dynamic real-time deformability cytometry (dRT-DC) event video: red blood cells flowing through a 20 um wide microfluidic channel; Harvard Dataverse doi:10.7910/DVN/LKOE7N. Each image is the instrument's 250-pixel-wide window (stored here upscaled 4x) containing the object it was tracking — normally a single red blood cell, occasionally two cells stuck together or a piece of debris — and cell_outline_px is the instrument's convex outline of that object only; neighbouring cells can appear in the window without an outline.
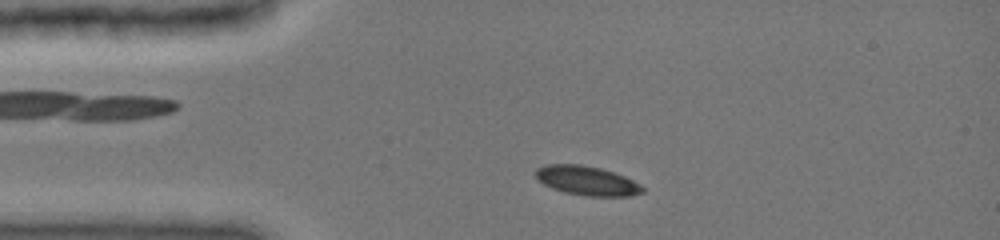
{"species": "common noctule bat (a hibernating species)", "species_latin": "Nyctalus noctula", "temperature_condition": "cold", "stored_images_in_passage": 7, "camera_frame_rate_fps": 3000, "um_per_image_px": 0.085, "animal": {"sex": "female", "body_mass_g": 19.0, "forearm_length_mm": 51.5}, "frame": {"image": 1, "passage_image": 2, "time_ms": 0.333, "image_size_px": [1000, 240], "cell_outline_px": [[644, 192], [628, 196], [584, 196], [564, 192], [552, 188], [536, 180], [536, 168], [544, 164], [580, 164], [600, 168], [624, 176], [640, 184], [644, 188]], "centroid_in_image_um": [49.85, 15.36], "position_along_channel_um": 35.1, "area_um2": 18.26}}
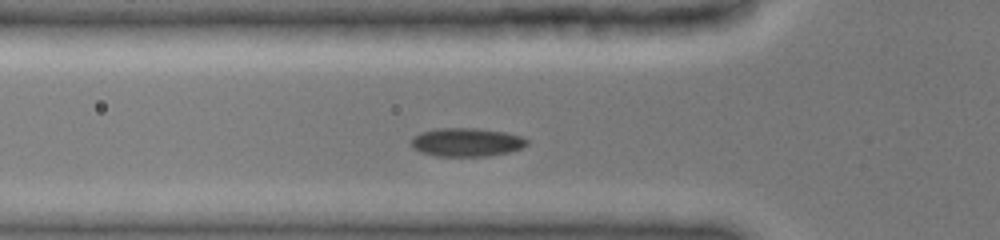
{"frame": {"image": 2, "passage_image": 5, "time_ms": 1.333, "image_size_px": [1000, 240], "cell_outline_px": [[528, 144], [520, 148], [508, 152], [488, 156], [436, 156], [420, 152], [412, 148], [412, 136], [420, 132], [440, 128], [476, 128], [504, 132], [520, 136], [528, 140]], "centroid_in_image_um": [39.62, 12.09], "position_along_channel_um": 86.2, "area_um2": 19.19}}
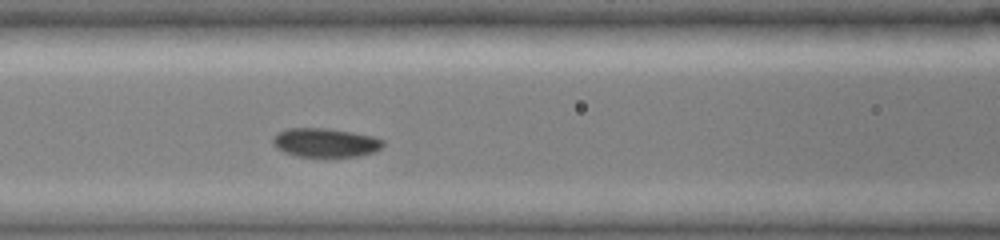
{"frame": {"image": 3, "passage_image": 7, "time_ms": 2.0, "image_size_px": [1000, 240], "cell_outline_px": [[384, 144], [376, 152], [360, 156], [296, 156], [284, 152], [276, 148], [272, 144], [272, 136], [276, 132], [288, 128], [328, 128], [352, 132], [372, 136], [384, 140]], "centroid_in_image_um": [27.62, 12.11], "position_along_channel_um": 139.0, "area_um2": 18.73}}